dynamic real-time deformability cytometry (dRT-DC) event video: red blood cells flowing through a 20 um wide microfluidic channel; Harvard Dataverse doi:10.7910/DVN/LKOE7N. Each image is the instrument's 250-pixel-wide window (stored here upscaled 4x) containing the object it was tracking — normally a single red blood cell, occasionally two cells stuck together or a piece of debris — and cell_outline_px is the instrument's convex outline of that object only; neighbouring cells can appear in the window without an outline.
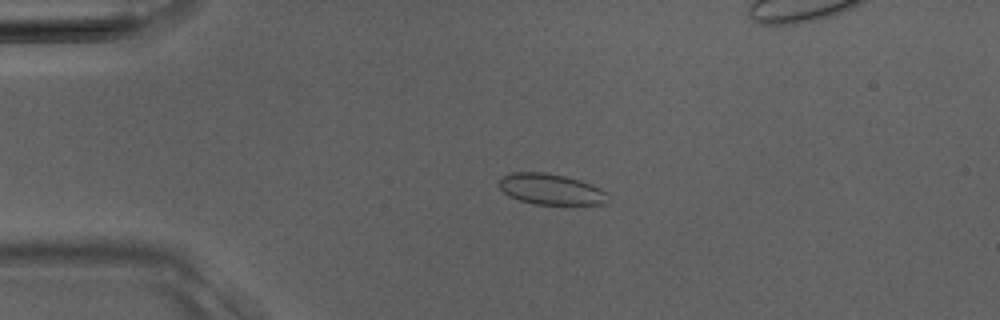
{"species": "Egyptian fruit bat (a non-hibernating species)", "species_latin": "Rousettus aegyptiacus", "temperature_condition": "room temperature", "stored_images_in_passage": 34, "segment_of_instrument_passage": [1, 2], "camera_frame_rate_fps": 3000, "um_per_image_px": 0.085, "animal": {"sex": "male"}, "frame": {"image": 1, "passage_image": 4, "time_ms": 1.0, "image_size_px": [1000, 320], "cell_outline_px": [[608, 200], [604, 204], [536, 204], [520, 200], [504, 192], [500, 188], [500, 176], [512, 172], [544, 172], [564, 176], [580, 180], [592, 184], [600, 188], [604, 192]], "centroid_in_image_um": [46.81, 16.07], "position_along_channel_um": 38.2, "area_um2": 19.31}}
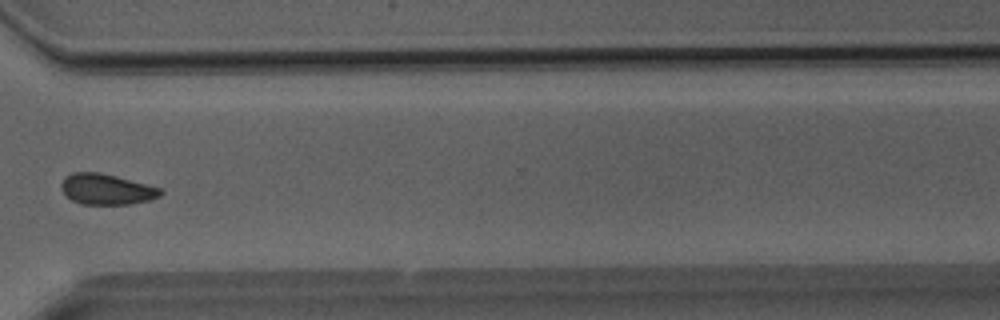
{"frame": {"image": 2, "passage_image": 24, "time_ms": 7.667, "image_size_px": [1000, 320], "cell_outline_px": [[164, 192], [160, 196], [148, 200], [128, 204], [80, 204], [72, 200], [60, 188], [60, 184], [64, 176], [72, 172], [100, 172], [116, 176], [160, 188]], "centroid_in_image_um": [9.01, 16.07], "position_along_channel_um": 361.6, "area_um2": 17.69}}
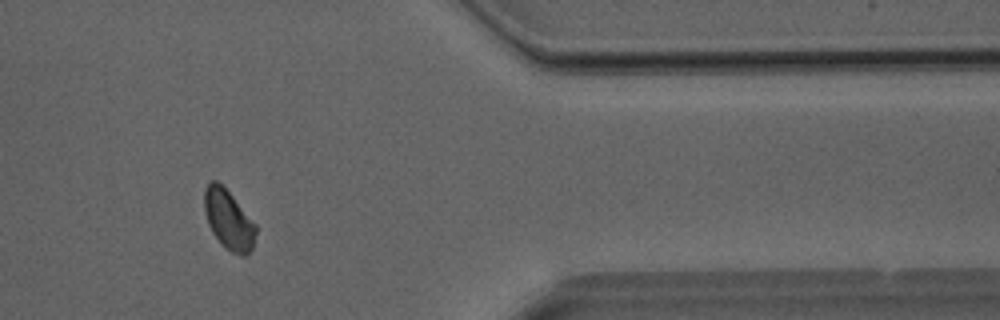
{"frame": {"image": 3, "passage_image": 27, "time_ms": 8.667, "image_size_px": [1000, 320], "cell_outline_px": [[256, 232], [252, 248], [248, 256], [240, 256], [232, 252], [212, 232], [208, 224], [204, 212], [204, 188], [212, 180], [216, 180], [232, 196], [256, 224]], "centroid_in_image_um": [19.43, 18.68], "position_along_channel_um": 392.0, "area_um2": 17.57}}